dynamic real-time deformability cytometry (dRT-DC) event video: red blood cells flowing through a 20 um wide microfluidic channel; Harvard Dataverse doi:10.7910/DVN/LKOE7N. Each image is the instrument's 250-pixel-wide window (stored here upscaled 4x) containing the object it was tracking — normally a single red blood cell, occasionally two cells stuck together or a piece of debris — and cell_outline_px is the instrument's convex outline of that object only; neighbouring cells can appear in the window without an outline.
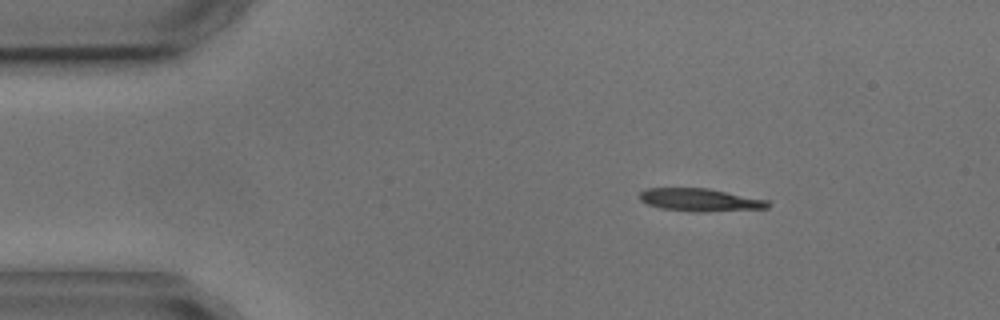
{"species": "common noctule bat (a hibernating species)", "species_latin": "Nyctalus noctula", "temperature_condition": "cold", "stored_images_in_passage": 3, "segment_of_instrument_passage": [1, 2], "camera_frame_rate_fps": 3000, "um_per_image_px": 0.085, "animal": {"sex": "male", "body_mass_g": 17.9, "forearm_length_mm": 54.2}, "frame": {"image": 1, "passage_image": 1, "time_ms": 0.0, "image_size_px": [1000, 320], "cell_outline_px": [[772, 204], [768, 208], [704, 212], [692, 212], [660, 208], [648, 204], [640, 200], [640, 192], [644, 188], [708, 188], [772, 200]], "centroid_in_image_um": [59.57, 16.99], "position_along_channel_um": 25.4, "area_um2": 17.4}}